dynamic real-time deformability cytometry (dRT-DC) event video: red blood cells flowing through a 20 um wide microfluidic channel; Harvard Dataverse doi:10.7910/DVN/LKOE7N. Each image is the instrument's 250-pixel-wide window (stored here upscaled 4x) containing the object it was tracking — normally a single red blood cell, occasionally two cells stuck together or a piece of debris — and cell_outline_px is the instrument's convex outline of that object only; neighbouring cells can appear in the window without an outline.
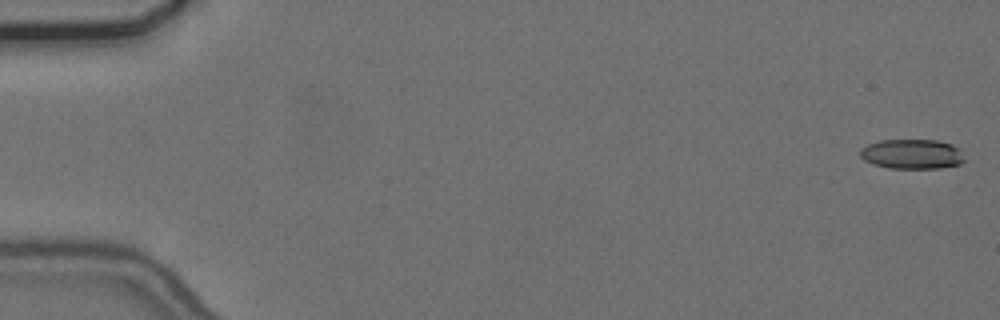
{"species": "common noctule bat (a hibernating species)", "species_latin": "Nyctalus noctula", "temperature_condition": "cold", "stored_images_in_passage": 56, "camera_frame_rate_fps": 3000, "um_per_image_px": 0.085, "animal": {"sex": "female", "body_mass_g": 24.6, "forearm_length_mm": 56.2}, "frame": {"image": 1, "passage_image": 1, "time_ms": 0.0, "image_size_px": [1000, 320], "cell_outline_px": [[964, 160], [960, 164], [940, 168], [888, 168], [872, 164], [864, 160], [860, 156], [860, 148], [868, 144], [880, 140], [936, 140], [952, 144], [960, 148]], "centroid_in_image_um": [77.51, 13.09], "position_along_channel_um": 7.5, "area_um2": 18.21}}
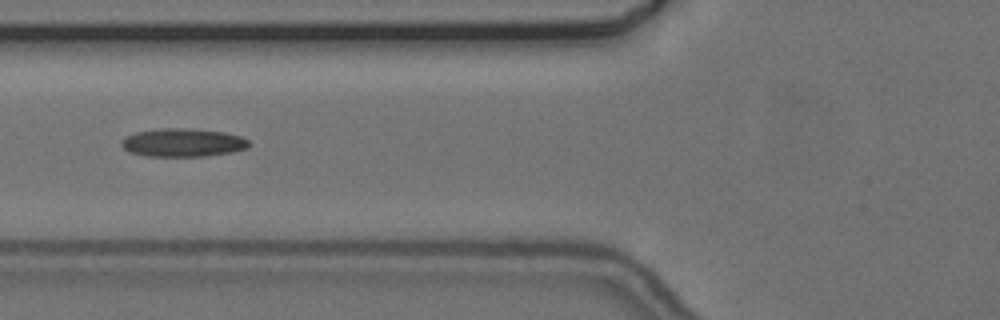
{"frame": {"image": 2, "passage_image": 22, "time_ms": 7.0, "image_size_px": [1000, 320], "cell_outline_px": [[248, 148], [232, 152], [208, 156], [144, 156], [128, 152], [120, 144], [124, 136], [136, 132], [160, 128], [184, 128], [224, 132], [240, 136], [248, 140]], "centroid_in_image_um": [15.5, 12.12], "position_along_channel_um": 110.3, "area_um2": 21.1}}
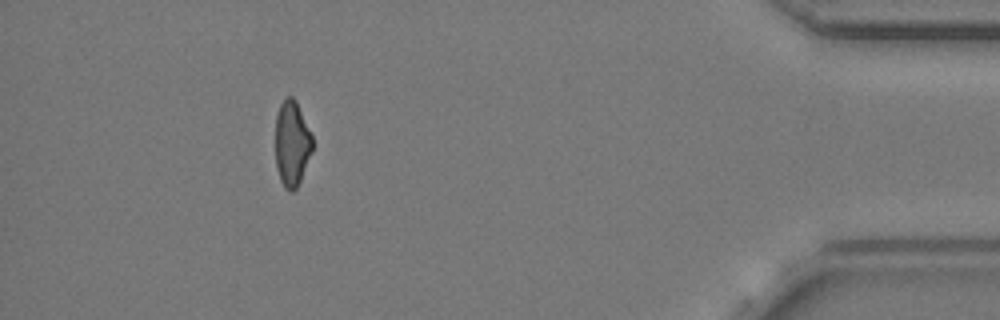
{"frame": {"image": 3, "passage_image": 51, "time_ms": 16.667, "image_size_px": [1000, 320], "cell_outline_px": [[312, 152], [300, 180], [296, 188], [292, 192], [288, 192], [284, 188], [280, 180], [276, 168], [276, 116], [280, 104], [284, 96], [292, 96], [296, 100], [312, 136]], "centroid_in_image_um": [24.8, 12.2], "position_along_channel_um": 410.4, "area_um2": 18.5}, "authors_computed_cell_mechanics": {"area_um2": 19.652, "velocity_mm_per_s": 3.6838, "shape_relaxation_time_tau1_ms": null, "shape_relaxation_time_tau2_ms": 5.1355, "deformation_change_tau1": null, "deformation_change_tau2": 0.1322}}